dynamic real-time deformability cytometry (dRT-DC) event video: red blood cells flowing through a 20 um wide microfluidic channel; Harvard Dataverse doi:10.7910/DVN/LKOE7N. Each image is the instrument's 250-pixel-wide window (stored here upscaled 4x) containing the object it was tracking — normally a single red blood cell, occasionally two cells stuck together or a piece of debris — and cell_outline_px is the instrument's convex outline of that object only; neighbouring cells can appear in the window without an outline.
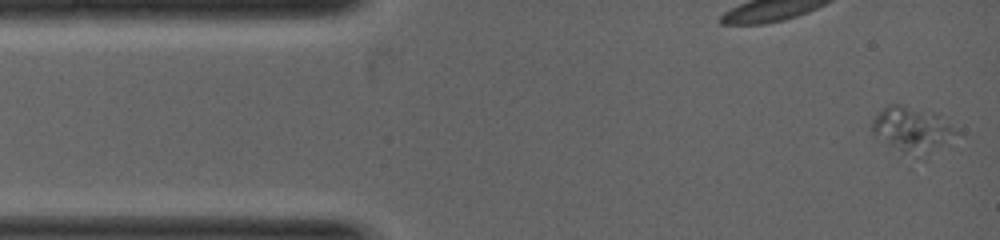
{"species": "common noctule bat (a hibernating species)", "species_latin": "Nyctalus noctula", "temperature_condition": "warm", "stored_images_in_passage": 9, "camera_frame_rate_fps": 5000, "um_per_image_px": 0.085, "animal": {"sex": "female", "body_mass_g": 19.0, "forearm_length_mm": 53.3}, "frame": {"image": 1, "passage_image": 1, "time_ms": 0.0, "image_size_px": [1000, 240], "cell_outline_px": [[960, 132], [912, 172], [872, 136], [872, 120], [888, 104], [900, 104], [936, 112]], "centroid_in_image_um": [77.49, 11.33], "position_along_channel_um": 7.5, "area_um2": 26.01}}
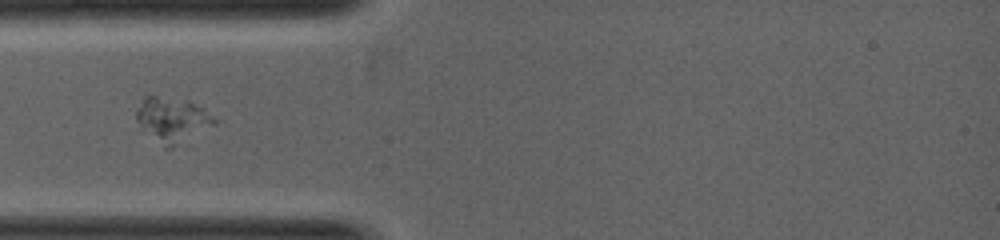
{"frame": {"image": 2, "passage_image": 8, "time_ms": 1.8, "image_size_px": [1000, 240], "cell_outline_px": [[216, 124], [172, 148], [164, 148], [136, 120], [136, 108], [144, 96], [156, 96], [188, 100], [204, 108], [216, 120]], "centroid_in_image_um": [14.66, 10.16], "position_along_channel_um": 70.3, "area_um2": 20.11}}
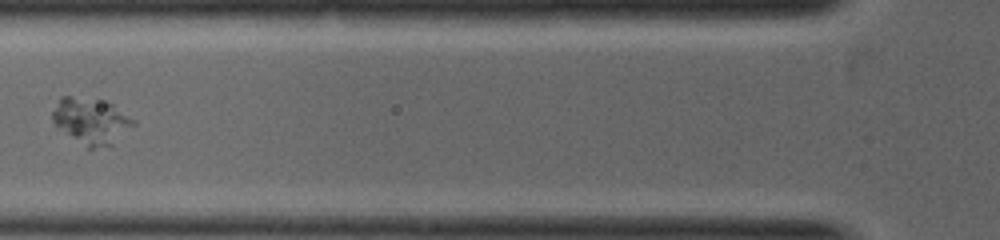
{"frame": {"image": 3, "passage_image": 9, "time_ms": 2.4, "image_size_px": [1000, 240], "cell_outline_px": [[136, 124], [92, 148], [88, 148], [56, 124], [52, 120], [52, 112], [60, 96], [72, 96], [104, 100], [112, 104], [136, 120]], "centroid_in_image_um": [7.68, 10.15], "position_along_channel_um": 118.1, "area_um2": 20.17}}